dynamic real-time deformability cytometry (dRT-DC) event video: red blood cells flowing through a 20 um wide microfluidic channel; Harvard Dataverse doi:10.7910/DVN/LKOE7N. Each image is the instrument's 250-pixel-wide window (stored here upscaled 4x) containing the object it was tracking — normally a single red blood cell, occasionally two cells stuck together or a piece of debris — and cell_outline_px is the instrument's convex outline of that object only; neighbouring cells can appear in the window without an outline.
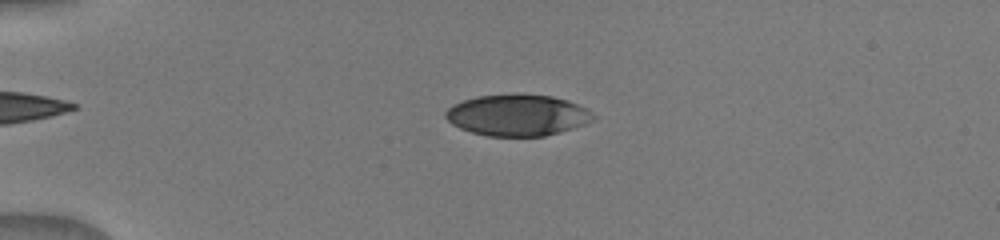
{"species": "human", "species_latin": "Homo sapiens", "temperature_condition": "warm", "stored_images_in_passage": 38, "camera_frame_rate_fps": 3000, "um_per_image_px": 0.085, "donor": {"sex": "male"}, "frame": {"image": 1, "passage_image": 9, "time_ms": 3.333, "image_size_px": [1000, 240], "cell_outline_px": [[596, 116], [592, 120], [584, 124], [560, 132], [544, 136], [488, 136], [472, 132], [460, 128], [452, 124], [444, 116], [444, 112], [452, 104], [476, 96], [512, 92], [516, 92], [552, 96], [568, 100], [592, 112]], "centroid_in_image_um": [43.95, 9.76], "position_along_channel_um": 41.1, "area_um2": 36.01}}
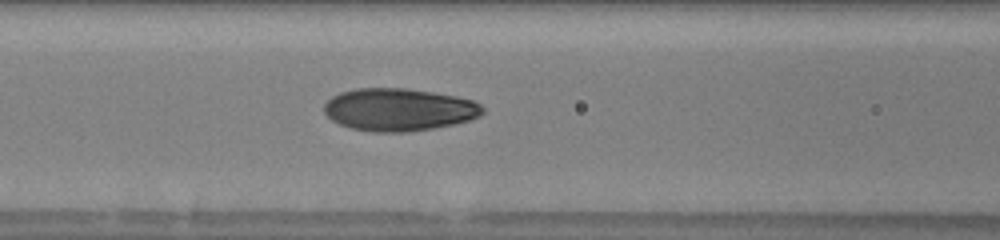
{"frame": {"image": 2, "passage_image": 19, "time_ms": 6.667, "image_size_px": [1000, 240], "cell_outline_px": [[484, 112], [480, 116], [468, 120], [452, 124], [432, 128], [408, 132], [372, 132], [352, 128], [340, 124], [332, 120], [324, 112], [324, 104], [332, 96], [340, 92], [356, 88], [408, 88], [456, 96], [472, 100], [480, 104], [484, 108]], "centroid_in_image_um": [33.89, 9.31], "position_along_channel_um": 132.7, "area_um2": 39.3}}
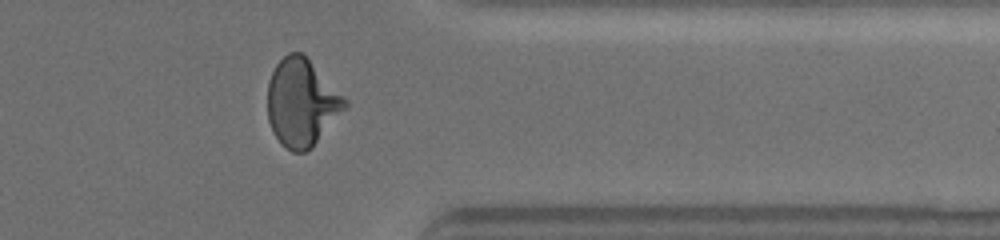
{"frame": {"image": 3, "passage_image": 35, "time_ms": 13.0, "image_size_px": [1000, 240], "cell_outline_px": [[348, 104], [312, 148], [304, 152], [292, 152], [280, 144], [268, 120], [268, 80], [276, 64], [288, 52], [300, 52], [348, 100]], "centroid_in_image_um": [25.62, 8.74], "position_along_channel_um": 385.8, "area_um2": 38.84}}